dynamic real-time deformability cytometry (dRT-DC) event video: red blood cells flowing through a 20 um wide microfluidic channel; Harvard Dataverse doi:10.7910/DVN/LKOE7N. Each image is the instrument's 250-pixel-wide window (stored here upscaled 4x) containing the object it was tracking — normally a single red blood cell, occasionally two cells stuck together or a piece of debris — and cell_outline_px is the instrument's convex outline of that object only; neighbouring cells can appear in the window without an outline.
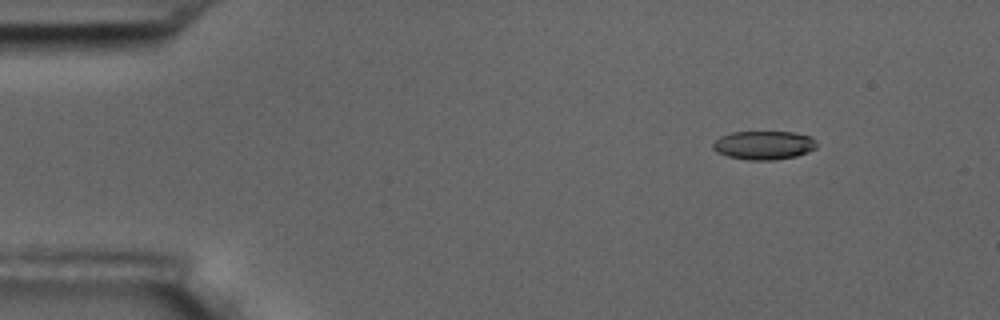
{"species": "common noctule bat (a hibernating species)", "species_latin": "Nyctalus noctula", "temperature_condition": "room temperature", "stored_images_in_passage": 5, "camera_frame_rate_fps": 3000, "um_per_image_px": 0.085, "animal": {"sex": "male", "body_mass_g": 17.5, "forearm_length_mm": 52.3}, "frame": {"image": 1, "passage_image": 2, "time_ms": 1.0, "image_size_px": [1000, 320], "cell_outline_px": [[816, 148], [808, 152], [796, 156], [772, 160], [748, 160], [728, 156], [716, 152], [712, 148], [712, 144], [720, 136], [732, 132], [792, 132], [812, 136], [816, 144]], "centroid_in_image_um": [64.91, 12.34], "position_along_channel_um": 20.1, "area_um2": 17.34}}